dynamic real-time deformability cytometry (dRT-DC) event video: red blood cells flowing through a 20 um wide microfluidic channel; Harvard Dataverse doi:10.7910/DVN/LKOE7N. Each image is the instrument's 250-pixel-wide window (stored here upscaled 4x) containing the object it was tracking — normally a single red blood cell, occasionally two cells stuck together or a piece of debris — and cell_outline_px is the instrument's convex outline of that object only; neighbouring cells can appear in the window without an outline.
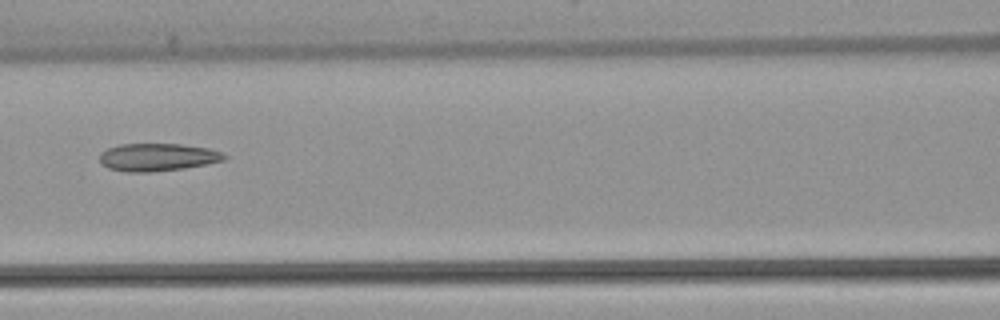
{"species": "common noctule bat (a hibernating species)", "species_latin": "Nyctalus noctula", "temperature_condition": "warm", "stored_images_in_passage": 5, "camera_frame_rate_fps": 3000, "um_per_image_px": 0.085, "animal": {"sex": "female", "body_mass_g": 22.7, "forearm_length_mm": 54.2}, "frame": {"image": 1, "passage_image": 4, "time_ms": 1.0, "image_size_px": [1000, 320], "cell_outline_px": [[228, 156], [224, 160], [208, 164], [184, 168], [152, 172], [124, 172], [108, 168], [100, 164], [100, 152], [108, 148], [120, 144], [180, 144], [208, 148], [224, 152]], "centroid_in_image_um": [13.39, 13.36], "position_along_channel_um": 153.2, "area_um2": 20.35}}
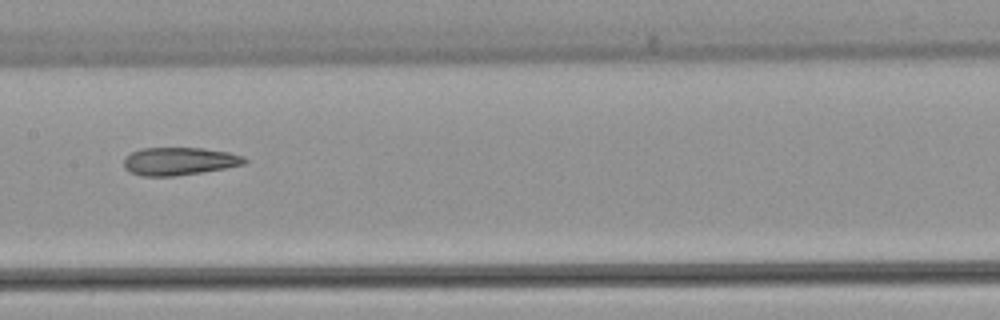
{"frame": {"image": 2, "passage_image": 5, "time_ms": 1.333, "image_size_px": [1000, 320], "cell_outline_px": [[248, 160], [244, 164], [204, 172], [176, 176], [144, 176], [132, 172], [124, 168], [124, 156], [140, 148], [204, 148], [228, 152], [244, 156]], "centroid_in_image_um": [15.24, 13.7], "position_along_channel_um": 192.2, "area_um2": 19.65}}